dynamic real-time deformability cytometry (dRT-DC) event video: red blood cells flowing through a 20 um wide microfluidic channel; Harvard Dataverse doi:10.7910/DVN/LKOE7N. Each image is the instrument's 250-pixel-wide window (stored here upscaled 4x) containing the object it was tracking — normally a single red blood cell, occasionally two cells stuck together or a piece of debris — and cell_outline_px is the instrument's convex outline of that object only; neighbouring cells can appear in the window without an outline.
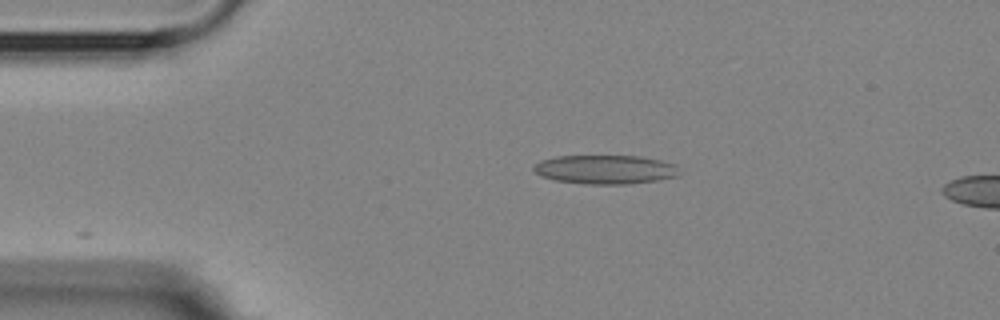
{"species": "Egyptian fruit bat (a non-hibernating species)", "species_latin": "Rousettus aegyptiacus", "temperature_condition": "room temperature", "stored_images_in_passage": 2, "camera_frame_rate_fps": 3000, "um_per_image_px": 0.085, "animal": {"sex": "female"}, "frame": {"image": 1, "passage_image": 1, "time_ms": 0.0, "image_size_px": [1000, 320], "cell_outline_px": [[680, 176], [656, 180], [628, 184], [584, 184], [556, 180], [540, 176], [532, 168], [540, 160], [556, 156], [640, 156], [660, 160], [676, 164], [680, 172]], "centroid_in_image_um": [51.47, 14.4], "position_along_channel_um": 33.5, "area_um2": 24.68}}